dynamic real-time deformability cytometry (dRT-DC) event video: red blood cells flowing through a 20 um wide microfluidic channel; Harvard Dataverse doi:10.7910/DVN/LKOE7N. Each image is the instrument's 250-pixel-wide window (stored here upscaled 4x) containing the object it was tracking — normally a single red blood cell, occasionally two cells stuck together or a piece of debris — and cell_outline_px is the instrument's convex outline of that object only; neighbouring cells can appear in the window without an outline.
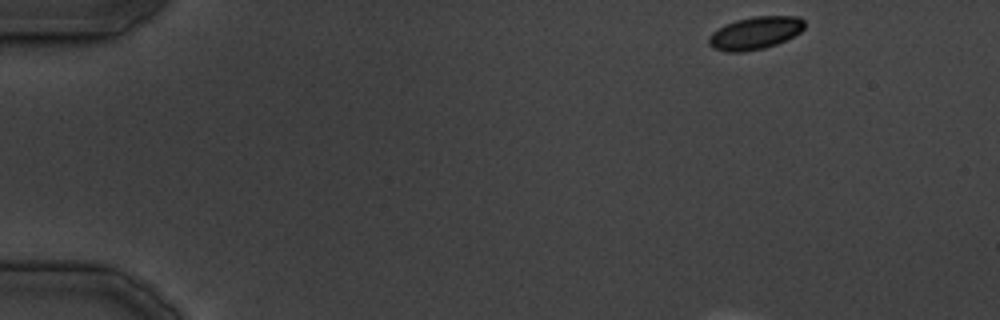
{"species": "common noctule bat (a hibernating species)", "species_latin": "Nyctalus noctula", "temperature_condition": "cold", "stored_images_in_passage": 34, "camera_frame_rate_fps": 3000, "um_per_image_px": 0.085, "animal": {"sex": "male", "body_mass_g": 19.5, "forearm_length_mm": 54.6}, "frame": {"image": 1, "passage_image": 1, "time_ms": 0.0, "image_size_px": [1000, 320], "cell_outline_px": [[804, 28], [800, 32], [776, 44], [764, 48], [744, 52], [724, 52], [712, 48], [708, 44], [708, 36], [712, 32], [724, 24], [736, 20], [752, 16], [800, 16], [804, 20]], "centroid_in_image_um": [64.14, 2.8], "position_along_channel_um": 20.9, "area_um2": 18.38}}
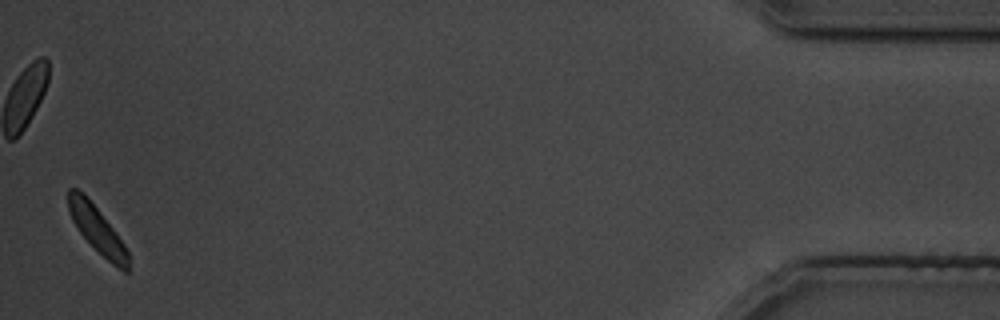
{"frame": {"image": 2, "passage_image": 34, "time_ms": 42.0, "image_size_px": [1000, 320], "cell_outline_px": [[128, 272], [124, 272], [116, 268], [80, 232], [72, 220], [68, 208], [68, 188], [76, 188], [84, 192], [112, 228], [124, 244], [128, 252]], "centroid_in_image_um": [8.24, 19.48], "position_along_channel_um": 427.0, "area_um2": 15.78}}